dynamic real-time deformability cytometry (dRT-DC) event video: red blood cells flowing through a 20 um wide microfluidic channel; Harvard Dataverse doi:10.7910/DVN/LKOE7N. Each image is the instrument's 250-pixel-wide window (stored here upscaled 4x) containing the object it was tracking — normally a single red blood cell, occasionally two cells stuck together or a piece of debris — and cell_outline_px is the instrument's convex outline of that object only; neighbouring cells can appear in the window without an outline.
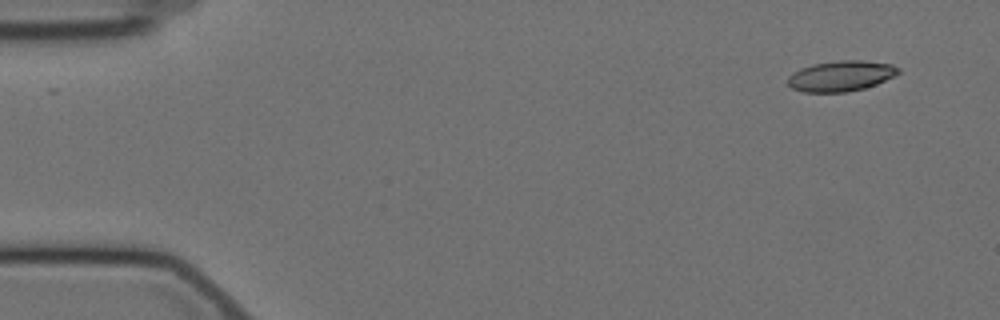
{"species": "Egyptian fruit bat (a non-hibernating species)", "species_latin": "Rousettus aegyptiacus", "temperature_condition": "cold", "stored_images_in_passage": 55, "camera_frame_rate_fps": 3000, "um_per_image_px": 0.085, "animal": {"sex": "female"}, "frame": {"image": 1, "passage_image": 1, "time_ms": 0.0, "image_size_px": [1000, 320], "cell_outline_px": [[900, 72], [876, 84], [864, 88], [848, 92], [804, 92], [792, 88], [788, 84], [788, 76], [792, 72], [800, 68], [812, 64], [840, 60], [864, 60], [892, 64], [900, 68]], "centroid_in_image_um": [71.46, 6.45], "position_along_channel_um": 13.5, "area_um2": 19.71}}
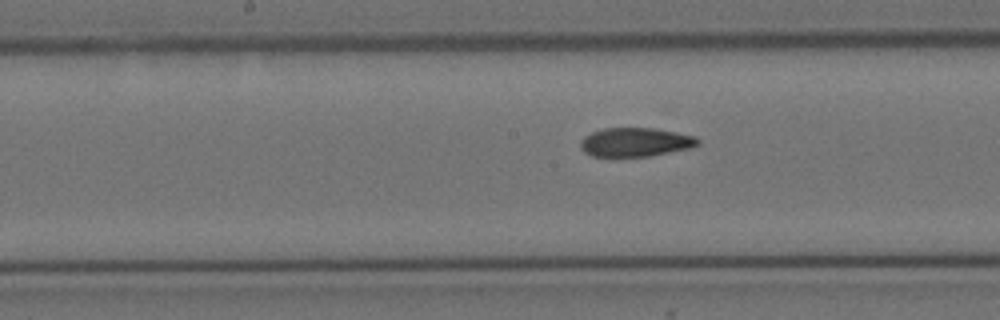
{"frame": {"image": 2, "passage_image": 26, "time_ms": 8.333, "image_size_px": [1000, 320], "cell_outline_px": [[700, 144], [692, 148], [648, 156], [592, 156], [584, 152], [580, 148], [580, 140], [584, 136], [592, 132], [604, 128], [656, 128], [676, 132], [692, 136], [700, 140]], "centroid_in_image_um": [54.0, 12.08], "position_along_channel_um": 194.2, "area_um2": 19.77}}
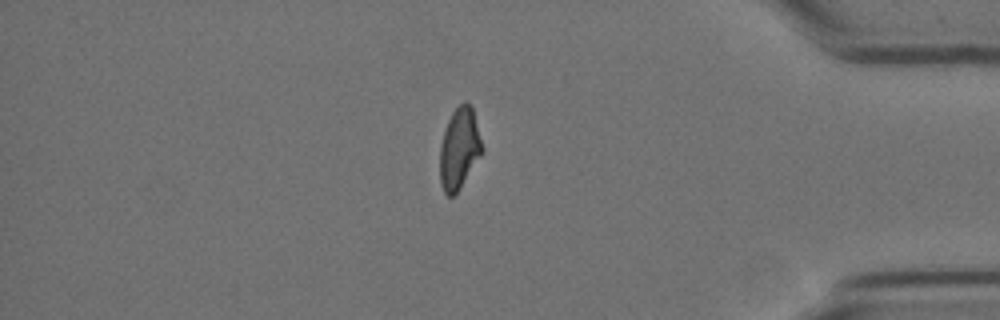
{"frame": {"image": 3, "passage_image": 46, "time_ms": 15.0, "image_size_px": [1000, 320], "cell_outline_px": [[484, 148], [480, 156], [460, 188], [452, 196], [448, 196], [444, 192], [440, 184], [440, 144], [448, 120], [452, 112], [464, 100], [472, 104]], "centroid_in_image_um": [39.05, 12.59], "position_along_channel_um": 396.2, "area_um2": 20.06}, "authors_computed_cell_mechanics": {"area_um2": 20.3456, "velocity_mm_per_s": 3.5121, "shape_relaxation_time_tau1_ms": null, "shape_relaxation_time_tau2_ms": 2.6288, "deformation_change_tau1": null, "deformation_change_tau2": 0.0852}}